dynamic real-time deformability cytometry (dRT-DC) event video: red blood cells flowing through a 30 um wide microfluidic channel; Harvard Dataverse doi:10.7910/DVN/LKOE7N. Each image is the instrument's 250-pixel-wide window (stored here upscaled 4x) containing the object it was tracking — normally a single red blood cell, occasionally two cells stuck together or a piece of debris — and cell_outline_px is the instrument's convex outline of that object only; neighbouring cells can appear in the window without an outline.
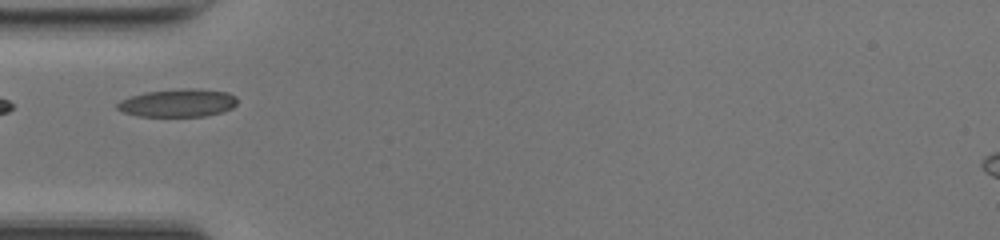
{"species": "common noctule bat (a hibernating species)", "species_latin": "Nyctalus noctula", "temperature_condition": "room temperature", "stored_images_in_passage": 7, "camera_frame_rate_fps": 3000, "um_per_image_px": 0.085, "animal": {"sex": "female", "body_mass_g": 17.0, "forearm_length_mm": 48.0}, "frame": {"image": 1, "passage_image": 1, "time_ms": 0.0, "image_size_px": [1000, 240], "cell_outline_px": [[236, 104], [232, 108], [220, 112], [204, 116], [136, 116], [124, 112], [116, 108], [116, 104], [120, 100], [132, 96], [148, 92], [184, 88], [188, 88], [228, 92], [236, 96]], "centroid_in_image_um": [15.11, 8.75], "position_along_channel_um": 69.9, "area_um2": 19.31}}
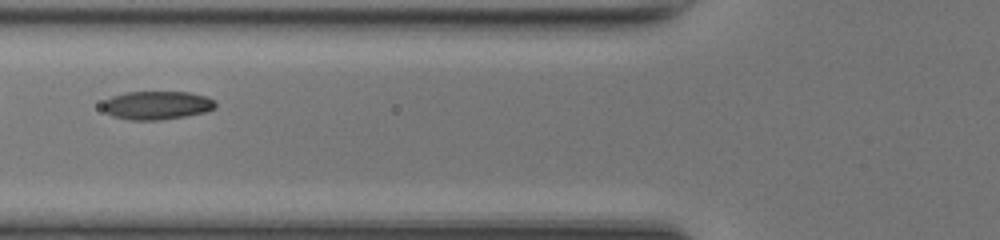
{"frame": {"image": 2, "passage_image": 4, "time_ms": 1.0, "image_size_px": [1000, 240], "cell_outline_px": [[216, 108], [204, 112], [184, 116], [160, 120], [132, 120], [112, 116], [104, 112], [104, 100], [112, 96], [124, 92], [188, 92], [208, 96], [216, 104]], "centroid_in_image_um": [13.33, 8.94], "position_along_channel_um": 112.5, "area_um2": 18.67}}